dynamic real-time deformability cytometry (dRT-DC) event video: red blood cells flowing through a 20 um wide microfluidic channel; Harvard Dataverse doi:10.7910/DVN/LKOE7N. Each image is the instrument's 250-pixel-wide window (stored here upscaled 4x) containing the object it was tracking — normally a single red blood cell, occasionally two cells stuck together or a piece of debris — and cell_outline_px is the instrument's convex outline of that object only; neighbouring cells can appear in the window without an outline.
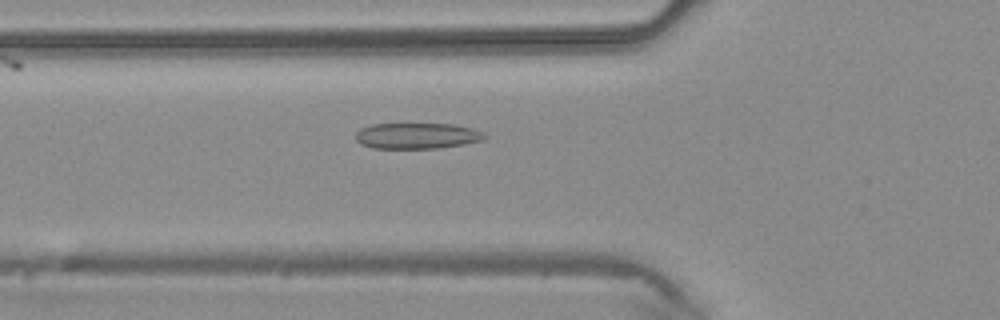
{"species": "common noctule bat (a hibernating species)", "species_latin": "Nyctalus noctula", "temperature_condition": "warm", "stored_images_in_passage": 35, "camera_frame_rate_fps": 3000, "um_per_image_px": 0.085, "animal": {"sex": "male", "body_mass_g": 20.4}, "frame": {"image": 1, "passage_image": 7, "time_ms": 2.0, "image_size_px": [1000, 320], "cell_outline_px": [[488, 136], [484, 140], [464, 144], [436, 148], [372, 148], [360, 144], [356, 140], [356, 132], [360, 128], [372, 124], [456, 124], [472, 128], [484, 132]], "centroid_in_image_um": [35.46, 11.54], "position_along_channel_um": 90.3, "area_um2": 19.59}}
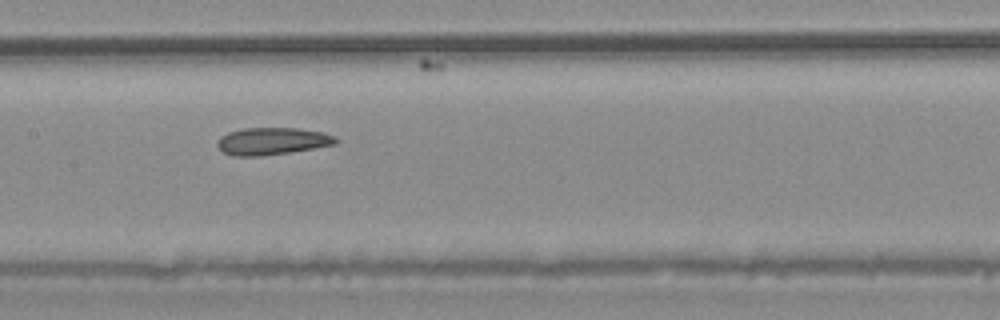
{"frame": {"image": 2, "passage_image": 13, "time_ms": 4.0, "image_size_px": [1000, 320], "cell_outline_px": [[340, 140], [336, 144], [292, 152], [260, 156], [232, 156], [224, 152], [216, 144], [220, 136], [228, 132], [244, 128], [296, 128], [324, 132], [336, 136]], "centroid_in_image_um": [23.17, 12.0], "position_along_channel_um": 184.2, "area_um2": 18.96}}
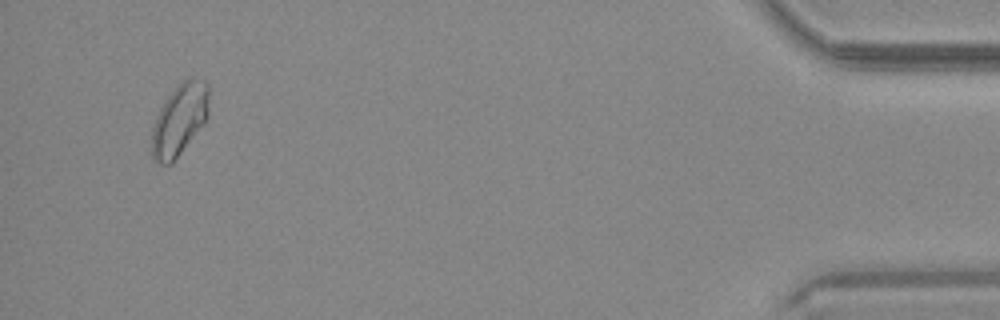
{"frame": {"image": 3, "passage_image": 33, "time_ms": 10.667, "image_size_px": [1000, 320], "cell_outline_px": [[208, 116], [204, 124], [172, 164], [160, 164], [152, 160], [152, 128], [156, 116], [164, 100], [188, 76], [192, 76], [204, 80], [208, 84]], "centroid_in_image_um": [15.26, 10.18], "position_along_channel_um": 419.9, "area_um2": 23.99}}